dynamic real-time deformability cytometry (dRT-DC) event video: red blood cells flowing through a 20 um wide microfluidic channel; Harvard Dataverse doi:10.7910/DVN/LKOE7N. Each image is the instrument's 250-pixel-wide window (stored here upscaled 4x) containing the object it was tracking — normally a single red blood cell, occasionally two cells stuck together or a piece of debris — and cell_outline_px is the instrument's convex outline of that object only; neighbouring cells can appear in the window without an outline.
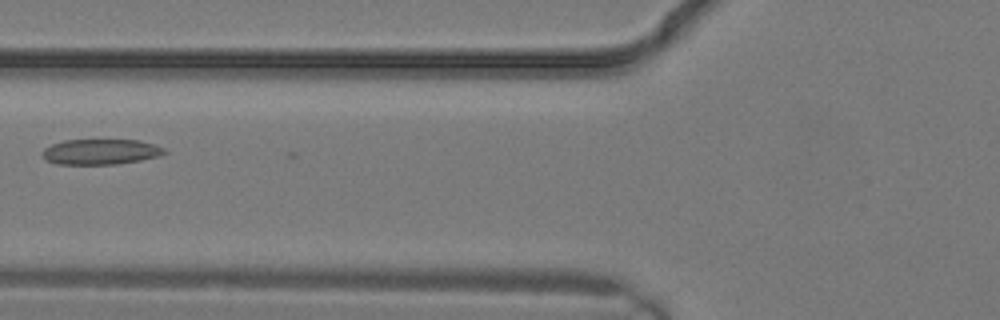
{"species": "common noctule bat (a hibernating species)", "species_latin": "Nyctalus noctula", "temperature_condition": "warm", "stored_images_in_passage": 4, "camera_frame_rate_fps": 3000, "um_per_image_px": 0.085, "animal": {"sex": "male", "body_mass_g": 19.2, "forearm_length_mm": 51.8}, "frame": {"image": 1, "passage_image": 4, "time_ms": 1.0, "image_size_px": [1000, 320], "cell_outline_px": [[168, 152], [160, 156], [140, 160], [116, 164], [56, 164], [48, 160], [40, 152], [44, 148], [52, 144], [64, 140], [140, 140], [164, 148]], "centroid_in_image_um": [8.56, 12.9], "position_along_channel_um": 117.2, "area_um2": 18.03}}